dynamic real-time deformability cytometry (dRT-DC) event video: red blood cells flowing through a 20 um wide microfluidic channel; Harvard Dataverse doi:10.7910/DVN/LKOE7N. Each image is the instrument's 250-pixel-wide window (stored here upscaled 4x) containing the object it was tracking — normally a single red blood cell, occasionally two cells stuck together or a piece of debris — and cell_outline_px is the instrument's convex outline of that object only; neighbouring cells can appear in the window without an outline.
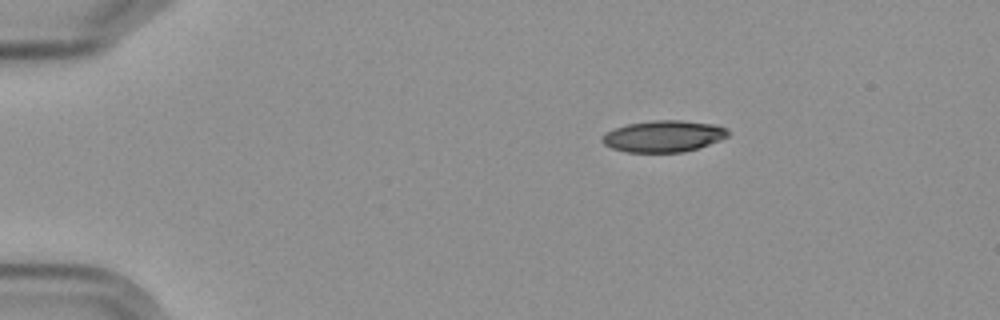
{"species": "Egyptian fruit bat (a non-hibernating species)", "species_latin": "Rousettus aegyptiacus", "temperature_condition": "cold", "stored_images_in_passage": 3, "camera_frame_rate_fps": 3000, "um_per_image_px": 0.085, "frame": {"image": 1, "passage_image": 1, "time_ms": 0.0, "image_size_px": [1000, 320], "cell_outline_px": [[728, 136], [720, 140], [696, 148], [680, 152], [624, 152], [612, 148], [604, 144], [600, 140], [600, 136], [604, 132], [628, 124], [652, 120], [680, 120], [716, 124], [728, 128]], "centroid_in_image_um": [56.37, 11.57], "position_along_channel_um": 28.6, "area_um2": 23.18}}